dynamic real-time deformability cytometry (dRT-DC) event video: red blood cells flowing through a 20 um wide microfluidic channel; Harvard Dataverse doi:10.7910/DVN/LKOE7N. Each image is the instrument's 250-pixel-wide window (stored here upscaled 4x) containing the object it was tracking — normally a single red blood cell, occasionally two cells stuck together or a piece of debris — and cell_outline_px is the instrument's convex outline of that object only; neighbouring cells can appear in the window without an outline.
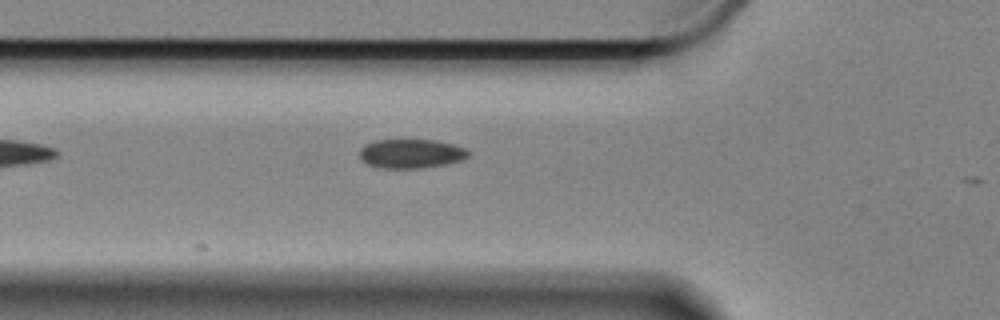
{"species": "Egyptian fruit bat (a non-hibernating species)", "species_latin": "Rousettus aegyptiacus", "temperature_condition": "cold", "stored_images_in_passage": 18, "camera_frame_rate_fps": 3000, "um_per_image_px": 0.085, "animal": {"sex": "female"}, "frame": {"image": 1, "passage_image": 3, "time_ms": 0.667, "image_size_px": [1000, 320], "cell_outline_px": [[468, 156], [460, 160], [444, 164], [420, 168], [380, 168], [368, 164], [360, 156], [360, 148], [364, 144], [376, 140], [436, 140], [468, 148]], "centroid_in_image_um": [34.93, 13.05], "position_along_channel_um": 90.9, "area_um2": 18.32}}
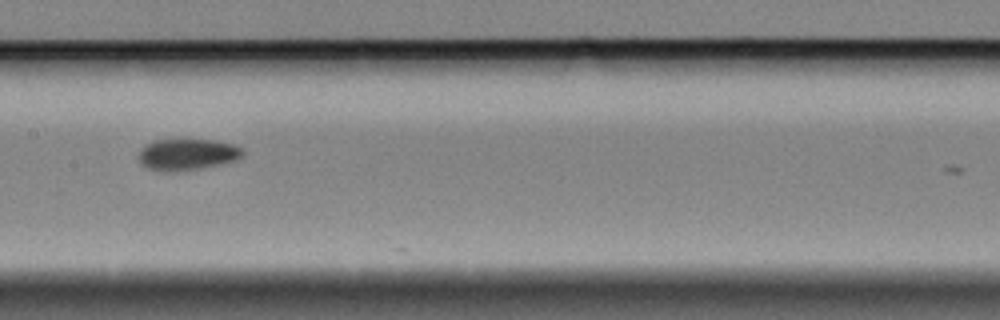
{"frame": {"image": 2, "passage_image": 12, "time_ms": 3.667, "image_size_px": [1000, 320], "cell_outline_px": [[244, 156], [236, 160], [220, 164], [200, 168], [148, 168], [140, 164], [140, 148], [144, 144], [152, 140], [216, 140], [232, 144], [244, 148]], "centroid_in_image_um": [15.98, 13.06], "position_along_channel_um": 191.4, "area_um2": 18.32}}
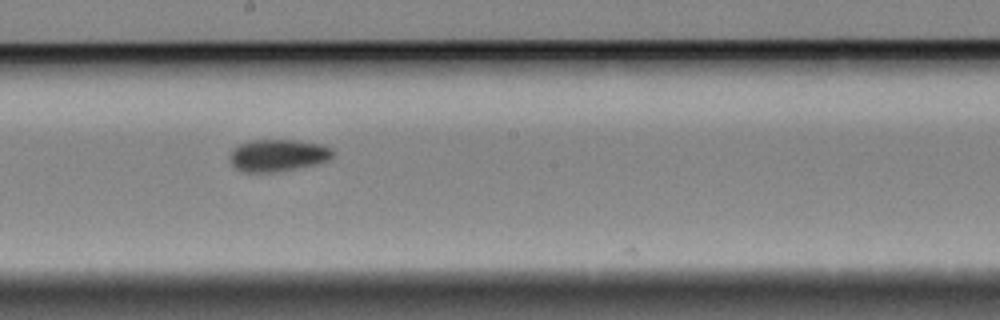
{"frame": {"image": 3, "passage_image": 15, "time_ms": 4.667, "image_size_px": [1000, 320], "cell_outline_px": [[336, 152], [328, 160], [316, 164], [276, 172], [244, 172], [236, 168], [228, 160], [228, 156], [240, 144], [252, 140], [296, 140], [324, 144], [332, 148]], "centroid_in_image_um": [23.65, 13.2], "position_along_channel_um": 224.5, "area_um2": 19.36}}